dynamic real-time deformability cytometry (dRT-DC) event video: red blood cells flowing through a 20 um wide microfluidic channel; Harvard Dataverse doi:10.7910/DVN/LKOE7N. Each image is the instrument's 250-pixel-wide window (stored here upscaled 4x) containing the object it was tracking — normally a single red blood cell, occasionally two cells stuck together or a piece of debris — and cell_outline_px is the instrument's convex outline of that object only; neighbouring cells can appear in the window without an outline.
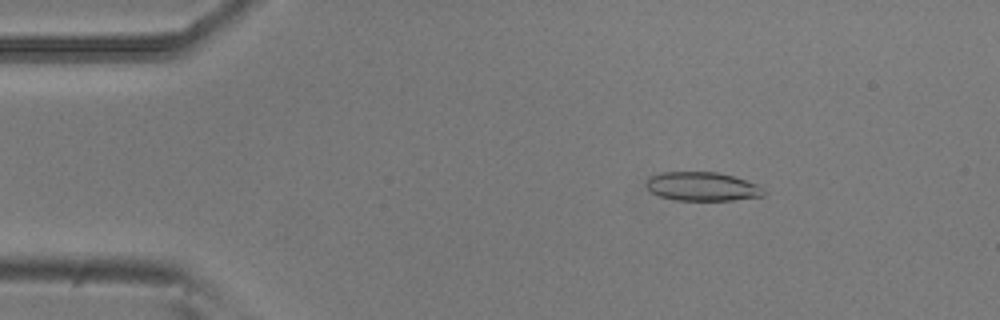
{"species": "common noctule bat (a hibernating species)", "species_latin": "Nyctalus noctula", "temperature_condition": "room temperature", "stored_images_in_passage": 53, "camera_frame_rate_fps": 3000, "um_per_image_px": 0.085, "animal": {"sex": "male", "body_mass_g": 20.5, "forearm_length_mm": 52.5}, "frame": {"image": 1, "passage_image": 8, "time_ms": 2.333, "image_size_px": [1000, 320], "cell_outline_px": [[764, 196], [732, 200], [676, 200], [660, 196], [648, 192], [644, 184], [648, 176], [664, 172], [716, 172], [732, 176], [756, 184], [764, 188]], "centroid_in_image_um": [59.62, 15.85], "position_along_channel_um": 25.4, "area_um2": 19.83}}
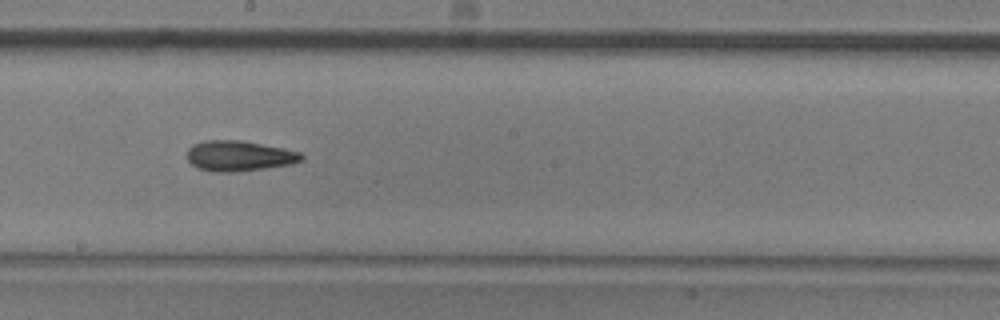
{"frame": {"image": 2, "passage_image": 29, "time_ms": 9.333, "image_size_px": [1000, 320], "cell_outline_px": [[304, 160], [292, 164], [264, 168], [232, 172], [216, 172], [196, 168], [188, 160], [188, 148], [192, 144], [204, 140], [244, 140], [284, 148], [300, 152], [304, 156]], "centroid_in_image_um": [20.34, 13.24], "position_along_channel_um": 227.9, "area_um2": 20.46}}
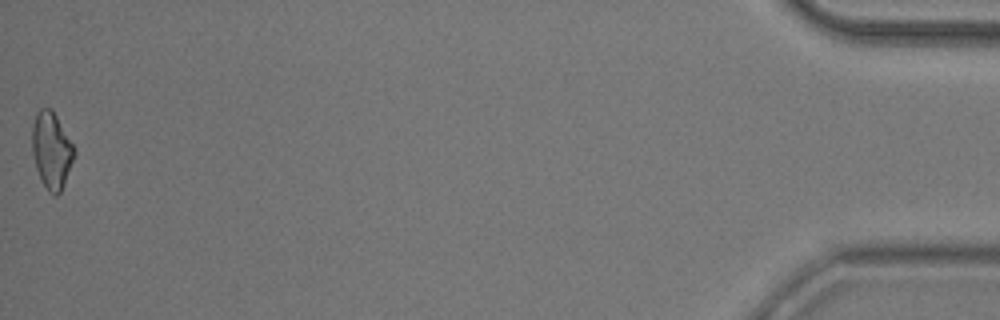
{"frame": {"image": 3, "passage_image": 53, "time_ms": 17.333, "image_size_px": [1000, 320], "cell_outline_px": [[76, 152], [64, 184], [60, 192], [56, 196], [52, 196], [48, 192], [40, 180], [36, 168], [32, 152], [32, 124], [36, 112], [40, 108], [52, 108], [76, 148]], "centroid_in_image_um": [4.38, 12.77], "position_along_channel_um": 430.8, "area_um2": 19.13}, "authors_computed_cell_mechanics": {"area_um2": 19.4786, "velocity_mm_per_s": 3.7793, "shape_relaxation_time_tau1_ms": 4.4549, "shape_relaxation_time_tau2_ms": 5.3273, "deformation_change_tau1": 0.1348, "deformation_change_tau2": 0.1502}}